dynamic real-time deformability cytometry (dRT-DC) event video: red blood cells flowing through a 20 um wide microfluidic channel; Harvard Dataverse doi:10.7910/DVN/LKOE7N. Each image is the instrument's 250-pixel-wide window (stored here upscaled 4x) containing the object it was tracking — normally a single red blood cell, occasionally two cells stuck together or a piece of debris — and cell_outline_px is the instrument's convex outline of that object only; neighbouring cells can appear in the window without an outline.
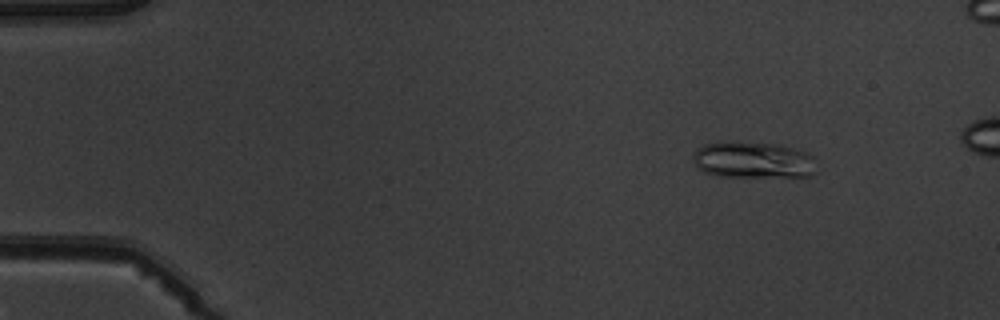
{"species": "common noctule bat (a hibernating species)", "species_latin": "Nyctalus noctula", "temperature_condition": "warm", "stored_images_in_passage": 5, "camera_frame_rate_fps": 3000, "um_per_image_px": 0.085, "animal": {"sex": "male", "body_mass_g": 19.5, "forearm_length_mm": 54.6}, "frame": {"image": 1, "passage_image": 2, "time_ms": 1.0, "image_size_px": [1000, 320], "cell_outline_px": [[820, 172], [812, 176], [716, 176], [704, 172], [696, 164], [692, 156], [696, 148], [704, 144], [720, 140], [728, 140], [776, 144], [808, 152], [812, 156]], "centroid_in_image_um": [64.03, 13.58], "position_along_channel_um": 21.0, "area_um2": 26.82}}